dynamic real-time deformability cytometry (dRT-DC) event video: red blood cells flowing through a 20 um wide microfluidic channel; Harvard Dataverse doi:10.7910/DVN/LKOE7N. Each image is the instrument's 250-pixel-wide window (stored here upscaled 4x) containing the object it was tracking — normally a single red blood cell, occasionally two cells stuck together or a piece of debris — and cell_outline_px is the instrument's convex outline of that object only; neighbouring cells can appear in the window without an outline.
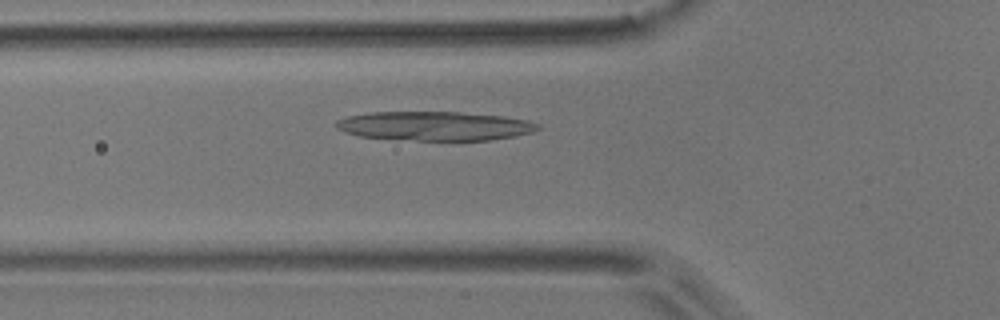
{"species": "common noctule bat (a hibernating species)", "species_latin": "Nyctalus noctula", "temperature_condition": "room temperature", "stored_images_in_passage": 44, "camera_frame_rate_fps": 3000, "um_per_image_px": 0.085, "animal": {"sex": "male", "body_mass_g": 17.9}, "frame": {"image": 1, "passage_image": 12, "time_ms": 3.667, "image_size_px": [1000, 320], "cell_outline_px": [[540, 128], [532, 132], [516, 136], [488, 140], [416, 140], [360, 136], [336, 128], [336, 120], [348, 116], [372, 112], [460, 112], [504, 116], [528, 120], [540, 124]], "centroid_in_image_um": [37.01, 10.7], "position_along_channel_um": 88.8, "area_um2": 33.99}}
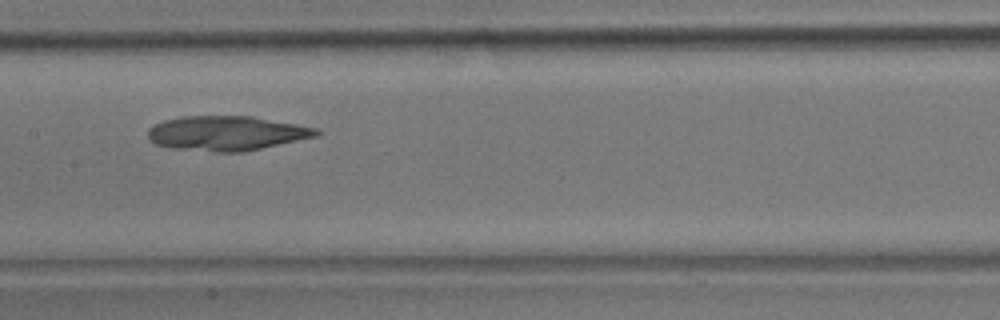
{"frame": {"image": 2, "passage_image": 20, "time_ms": 6.333, "image_size_px": [1000, 320], "cell_outline_px": [[320, 132], [316, 136], [244, 152], [216, 152], [172, 148], [156, 144], [148, 140], [148, 128], [164, 120], [184, 116], [252, 116], [296, 124], [316, 128]], "centroid_in_image_um": [19.22, 11.33], "position_along_channel_um": 188.2, "area_um2": 33.81}}
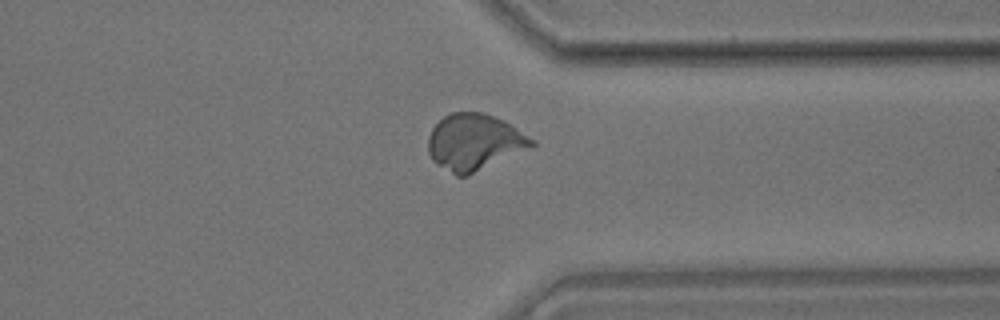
{"frame": {"image": 3, "passage_image": 35, "time_ms": 11.333, "image_size_px": [1000, 320], "cell_outline_px": [[536, 144], [464, 176], [456, 176], [436, 164], [432, 160], [428, 152], [428, 136], [432, 128], [444, 116], [452, 112], [484, 112], [504, 120], [536, 140]], "centroid_in_image_um": [40.28, 12.05], "position_along_channel_um": 371.1, "area_um2": 33.47}}